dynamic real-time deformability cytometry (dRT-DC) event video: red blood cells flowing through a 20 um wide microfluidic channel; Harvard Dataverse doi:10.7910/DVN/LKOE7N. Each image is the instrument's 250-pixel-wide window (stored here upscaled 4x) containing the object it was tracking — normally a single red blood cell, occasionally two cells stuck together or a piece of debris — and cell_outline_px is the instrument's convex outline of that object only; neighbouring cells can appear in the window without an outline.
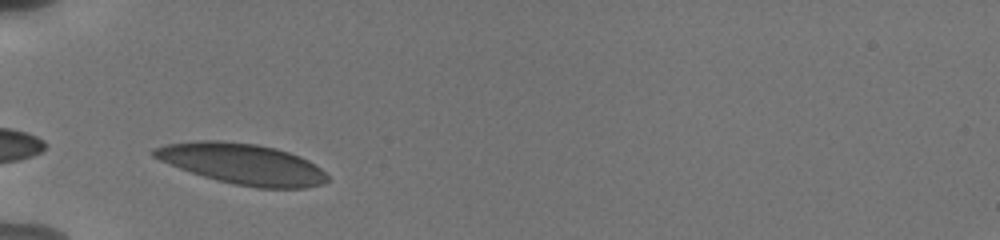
{"species": "human", "species_latin": "Homo sapiens", "temperature_condition": "cold", "stored_images_in_passage": 28, "camera_frame_rate_fps": 3000, "um_per_image_px": 0.085, "donor": {"sex": "male"}, "frame": {"image": 1, "passage_image": 1, "time_ms": 0.0, "image_size_px": [1000, 240], "cell_outline_px": [[328, 180], [320, 184], [304, 188], [256, 188], [216, 180], [180, 168], [160, 160], [152, 156], [152, 148], [164, 144], [200, 140], [220, 140], [256, 144], [276, 148], [300, 156], [308, 160], [320, 168], [328, 176]], "centroid_in_image_um": [20.59, 13.92], "position_along_channel_um": 64.4, "area_um2": 40.98}}
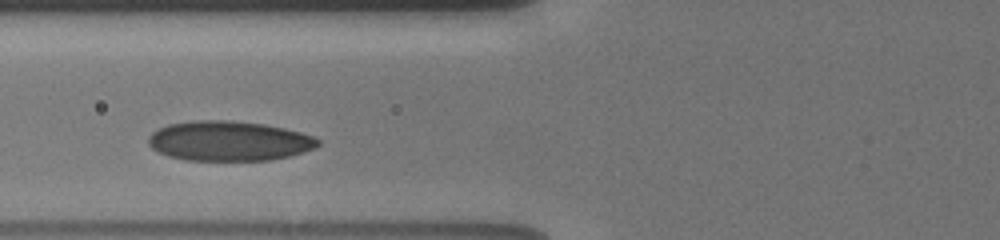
{"frame": {"image": 2, "passage_image": 5, "time_ms": 1.333, "image_size_px": [1000, 240], "cell_outline_px": [[320, 144], [316, 148], [304, 152], [272, 160], [184, 160], [168, 156], [156, 152], [148, 144], [148, 136], [152, 132], [168, 124], [192, 120], [232, 120], [264, 124], [284, 128], [300, 132], [312, 136], [320, 140]], "centroid_in_image_um": [19.44, 11.98], "position_along_channel_um": 106.4, "area_um2": 39.65}, "authors_computed_cell_mechanics": {"area_um2": 38.8127, "velocity_mm_per_s": 3.7507, "shape_relaxation_time_tau1_ms": 2.7395, "shape_relaxation_time_tau2_ms": 1.4955, "deformation_change_tau1": 0.0966, "deformation_change_tau2": 0.0608}}